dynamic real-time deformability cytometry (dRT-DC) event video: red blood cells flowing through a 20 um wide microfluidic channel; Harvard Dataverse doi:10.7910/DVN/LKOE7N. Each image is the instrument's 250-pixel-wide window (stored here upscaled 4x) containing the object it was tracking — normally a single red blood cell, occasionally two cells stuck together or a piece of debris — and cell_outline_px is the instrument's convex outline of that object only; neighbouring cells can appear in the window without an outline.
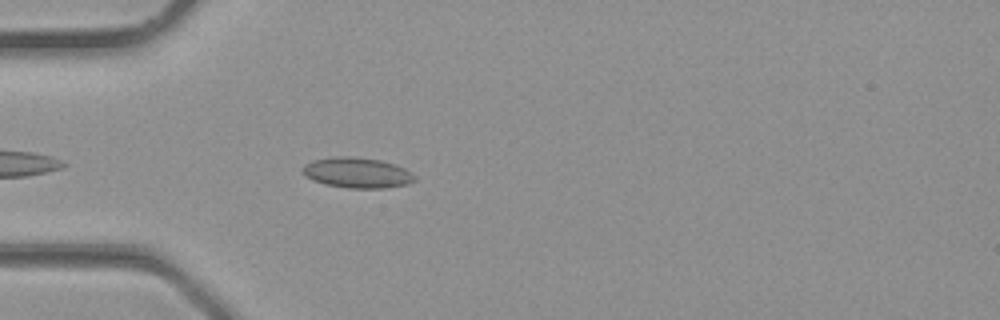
{"species": "common noctule bat (a hibernating species)", "species_latin": "Nyctalus noctula", "temperature_condition": "room temperature", "stored_images_in_passage": 18, "camera_frame_rate_fps": 3000, "um_per_image_px": 0.085, "animal": {"sex": "male", "body_mass_g": 23.1, "forearm_length_mm": 52.7}, "frame": {"image": 1, "passage_image": 3, "time_ms": 0.667, "image_size_px": [1000, 320], "cell_outline_px": [[416, 180], [408, 184], [384, 188], [348, 188], [324, 184], [312, 180], [304, 176], [300, 168], [304, 164], [312, 160], [332, 156], [352, 156], [380, 160], [404, 168], [412, 172], [416, 176]], "centroid_in_image_um": [30.31, 14.68], "position_along_channel_um": 54.7, "area_um2": 20.17}}
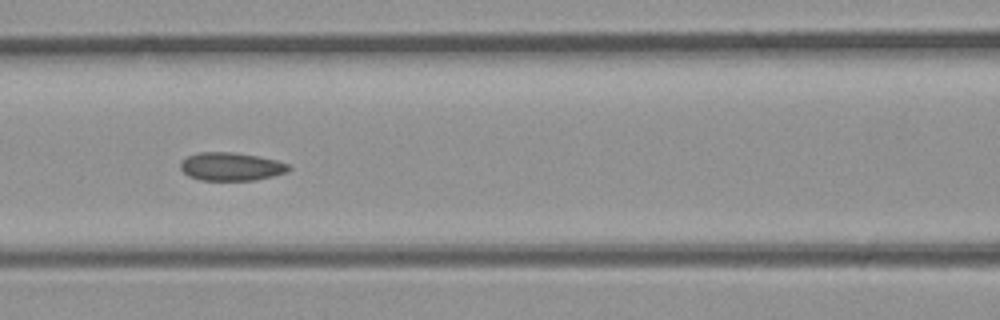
{"frame": {"image": 2, "passage_image": 8, "time_ms": 2.333, "image_size_px": [1000, 320], "cell_outline_px": [[292, 168], [288, 172], [256, 180], [200, 180], [188, 176], [180, 168], [180, 164], [188, 156], [196, 152], [232, 152], [256, 156], [276, 160], [288, 164]], "centroid_in_image_um": [19.65, 14.16], "position_along_channel_um": 146.9, "area_um2": 17.74}}
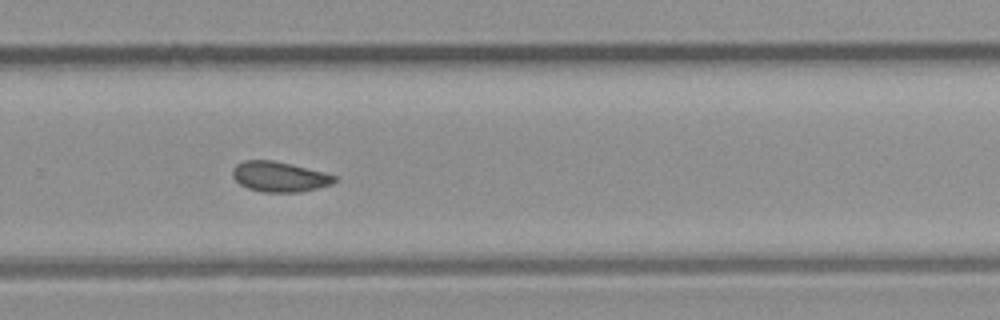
{"frame": {"image": 3, "passage_image": 16, "time_ms": 5.0, "image_size_px": [1000, 320], "cell_outline_px": [[336, 180], [332, 184], [300, 192], [264, 192], [248, 188], [240, 184], [232, 176], [232, 168], [236, 164], [244, 160], [272, 160], [292, 164], [324, 172], [336, 176]], "centroid_in_image_um": [23.73, 15.01], "position_along_channel_um": 306.1, "area_um2": 17.92}}